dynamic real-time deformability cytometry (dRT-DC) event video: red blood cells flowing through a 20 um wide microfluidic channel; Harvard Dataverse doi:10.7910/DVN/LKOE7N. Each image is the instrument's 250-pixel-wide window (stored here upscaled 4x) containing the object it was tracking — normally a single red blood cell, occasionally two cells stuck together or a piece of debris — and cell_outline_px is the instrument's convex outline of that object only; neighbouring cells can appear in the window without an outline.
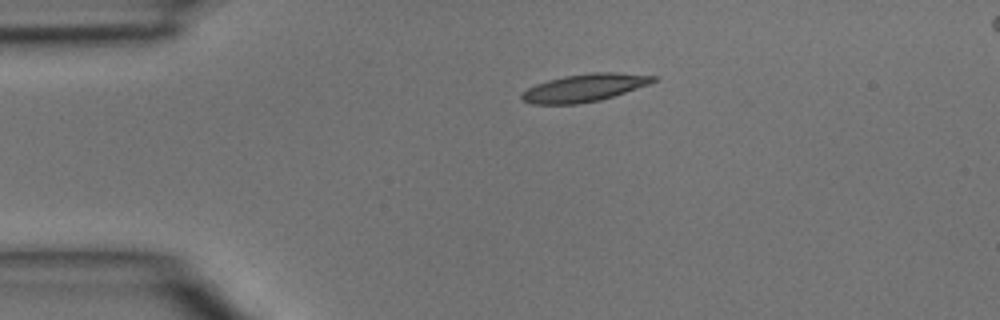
{"species": "common noctule bat (a hibernating species)", "species_latin": "Nyctalus noctula", "temperature_condition": "room temperature", "stored_images_in_passage": 3, "segment_of_instrument_passage": [1, 2], "camera_frame_rate_fps": 3000, "um_per_image_px": 0.085, "animal": {"sex": "male", "body_mass_g": 15.6}, "frame": {"image": 1, "passage_image": 1, "time_ms": 0.0, "image_size_px": [1000, 320], "cell_outline_px": [[660, 76], [656, 80], [648, 84], [600, 100], [576, 104], [532, 104], [520, 100], [520, 96], [528, 88], [536, 84], [548, 80], [564, 76], [592, 72], [616, 72]], "centroid_in_image_um": [49.66, 7.45], "position_along_channel_um": 35.3, "area_um2": 21.1}}